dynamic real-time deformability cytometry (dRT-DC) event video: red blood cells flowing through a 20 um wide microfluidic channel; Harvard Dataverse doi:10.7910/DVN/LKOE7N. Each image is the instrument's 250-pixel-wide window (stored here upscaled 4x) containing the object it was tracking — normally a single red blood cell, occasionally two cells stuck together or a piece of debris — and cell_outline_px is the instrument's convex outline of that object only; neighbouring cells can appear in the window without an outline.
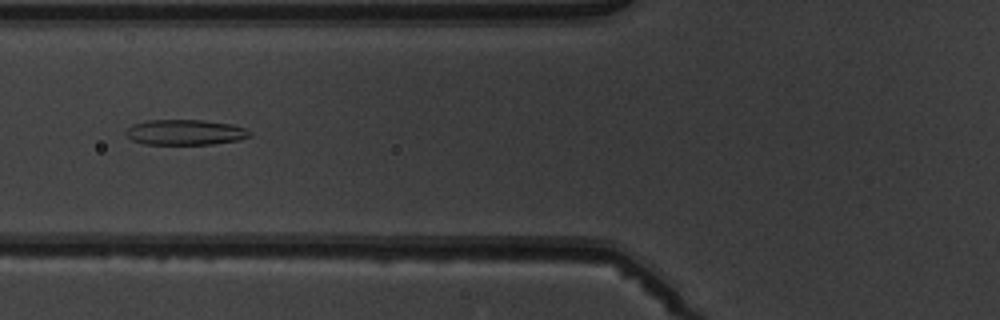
{"species": "common noctule bat (a hibernating species)", "species_latin": "Nyctalus noctula", "temperature_condition": "warm", "stored_images_in_passage": 6, "camera_frame_rate_fps": 3000, "um_per_image_px": 0.085, "animal": {"sex": "male", "body_mass_g": 19.5, "forearm_length_mm": 54.6}, "frame": {"image": 1, "passage_image": 6, "time_ms": 6.0, "image_size_px": [1000, 320], "cell_outline_px": [[252, 136], [240, 140], [212, 144], [144, 144], [132, 140], [124, 132], [132, 124], [148, 120], [200, 120], [232, 124], [244, 128], [252, 132]], "centroid_in_image_um": [15.76, 11.24], "position_along_channel_um": 110.0, "area_um2": 18.38}}